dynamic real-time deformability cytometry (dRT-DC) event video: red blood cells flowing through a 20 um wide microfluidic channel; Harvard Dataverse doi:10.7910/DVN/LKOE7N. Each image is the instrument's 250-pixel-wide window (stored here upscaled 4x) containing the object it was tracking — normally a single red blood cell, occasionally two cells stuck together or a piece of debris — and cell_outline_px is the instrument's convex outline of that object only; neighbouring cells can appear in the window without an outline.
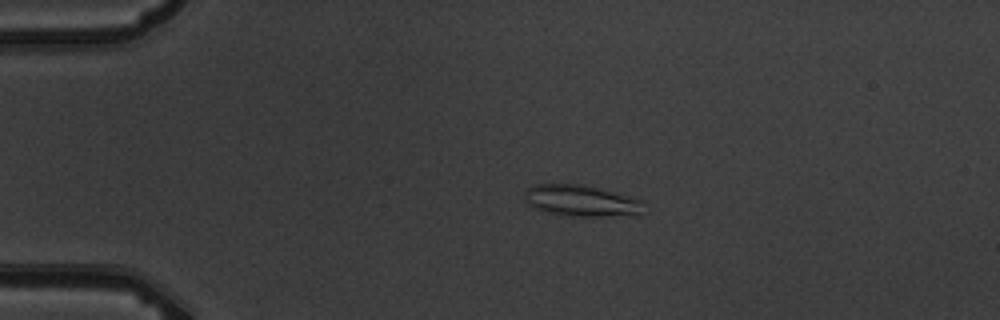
{"species": "common noctule bat (a hibernating species)", "species_latin": "Nyctalus noctula", "temperature_condition": "warm", "stored_images_in_passage": 4, "camera_frame_rate_fps": 3000, "um_per_image_px": 0.085, "animal": {"sex": "male", "body_mass_g": 19.5, "forearm_length_mm": 54.6}, "frame": {"image": 1, "passage_image": 3, "time_ms": 2.333, "image_size_px": [1000, 320], "cell_outline_px": [[644, 200], [640, 216], [572, 216], [548, 212], [536, 208], [528, 204], [524, 200], [524, 192], [532, 184], [584, 184], [620, 192]], "centroid_in_image_um": [49.48, 17.05], "position_along_channel_um": 35.5, "area_um2": 22.31}}